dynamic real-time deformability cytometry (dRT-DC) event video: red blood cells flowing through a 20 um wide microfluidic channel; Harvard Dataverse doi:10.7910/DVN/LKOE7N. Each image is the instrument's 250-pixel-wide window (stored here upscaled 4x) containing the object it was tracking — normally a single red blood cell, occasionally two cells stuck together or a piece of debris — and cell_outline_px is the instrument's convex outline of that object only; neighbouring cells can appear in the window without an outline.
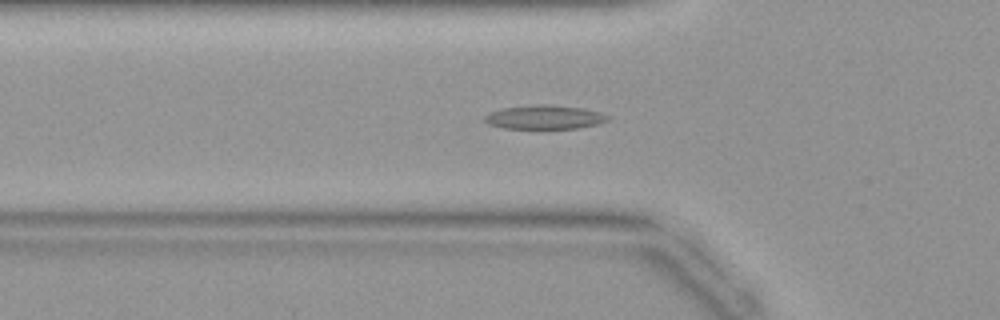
{"species": "common noctule bat (a hibernating species)", "species_latin": "Nyctalus noctula", "temperature_condition": "warm", "stored_images_in_passage": 44, "camera_frame_rate_fps": 3000, "um_per_image_px": 0.085, "animal": {"sex": "female", "body_mass_g": 19.9}, "frame": {"image": 1, "passage_image": 15, "time_ms": 4.667, "image_size_px": [1000, 320], "cell_outline_px": [[612, 120], [600, 124], [580, 128], [544, 132], [504, 128], [488, 124], [484, 120], [484, 116], [492, 112], [504, 108], [536, 104], [544, 104], [584, 108], [600, 112], [608, 116]], "centroid_in_image_um": [46.34, 10.02], "position_along_channel_um": 79.5, "area_um2": 18.26}}
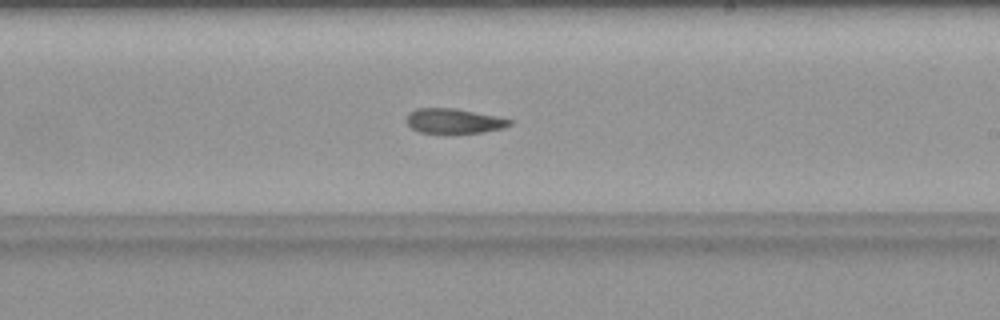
{"frame": {"image": 2, "passage_image": 26, "time_ms": 8.333, "image_size_px": [1000, 320], "cell_outline_px": [[512, 124], [504, 128], [484, 132], [420, 132], [412, 128], [404, 120], [408, 112], [416, 108], [456, 108], [496, 116], [512, 120]], "centroid_in_image_um": [38.56, 10.26], "position_along_channel_um": 250.4, "area_um2": 14.85}}
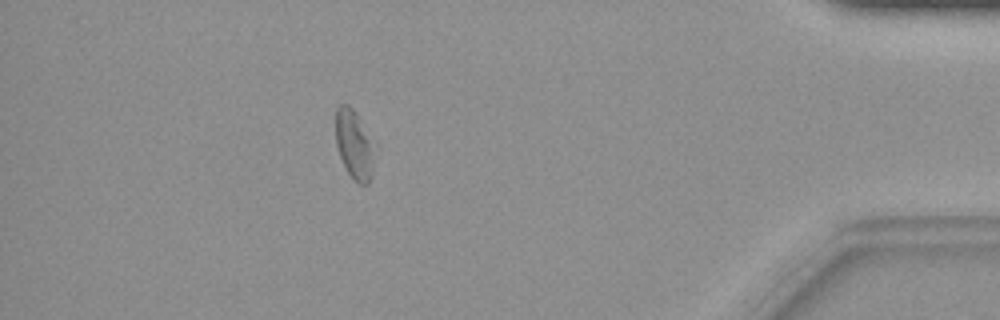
{"frame": {"image": 3, "passage_image": 39, "time_ms": 12.667, "image_size_px": [1000, 320], "cell_outline_px": [[372, 172], [368, 184], [360, 184], [352, 180], [340, 156], [336, 144], [336, 108], [340, 104], [348, 104], [356, 112], [372, 144]], "centroid_in_image_um": [30.06, 12.29], "position_along_channel_um": 405.1, "area_um2": 15.09}}